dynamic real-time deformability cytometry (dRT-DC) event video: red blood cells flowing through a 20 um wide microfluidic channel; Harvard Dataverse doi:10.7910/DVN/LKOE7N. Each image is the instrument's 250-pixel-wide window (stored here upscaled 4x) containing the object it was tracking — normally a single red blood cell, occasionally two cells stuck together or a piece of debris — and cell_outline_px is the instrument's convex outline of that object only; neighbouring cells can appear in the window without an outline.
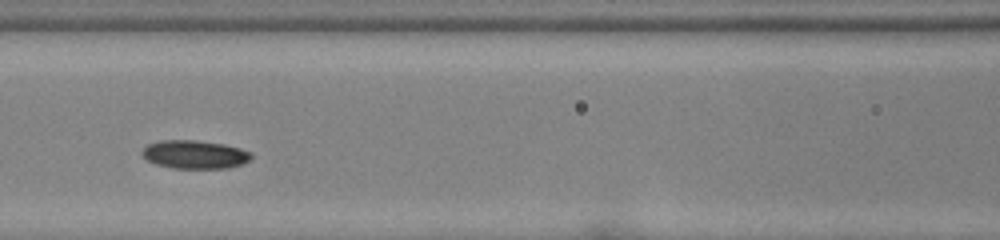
{"species": "common noctule bat (a hibernating species)", "species_latin": "Nyctalus noctula", "temperature_condition": "room temperature", "stored_images_in_passage": 29, "camera_frame_rate_fps": 3000, "um_per_image_px": 0.085, "animal": {"sex": "female", "body_mass_g": 22.0, "forearm_length_mm": 56.7}, "frame": {"image": 1, "passage_image": 9, "time_ms": 2.667, "image_size_px": [1000, 240], "cell_outline_px": [[252, 156], [248, 160], [240, 164], [228, 168], [172, 168], [156, 164], [148, 160], [140, 152], [148, 144], [160, 140], [192, 140], [224, 144], [240, 148], [252, 152]], "centroid_in_image_um": [16.54, 13.12], "position_along_channel_um": 150.1, "area_um2": 17.92}}
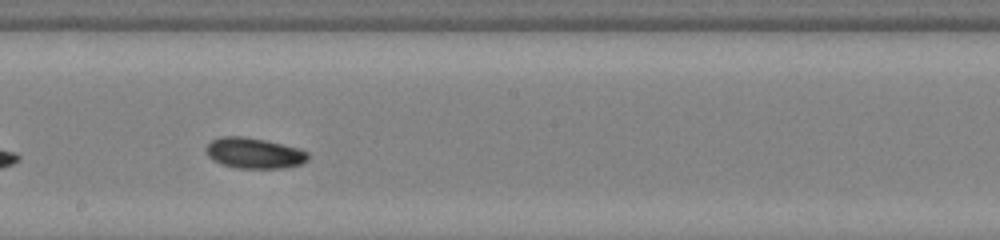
{"frame": {"image": 2, "passage_image": 15, "time_ms": 4.667, "image_size_px": [1000, 240], "cell_outline_px": [[308, 160], [300, 164], [280, 168], [236, 168], [220, 164], [212, 160], [208, 156], [208, 144], [212, 140], [224, 136], [244, 136], [264, 140], [296, 148], [308, 152]], "centroid_in_image_um": [21.58, 13.02], "position_along_channel_um": 226.6, "area_um2": 17.92}}
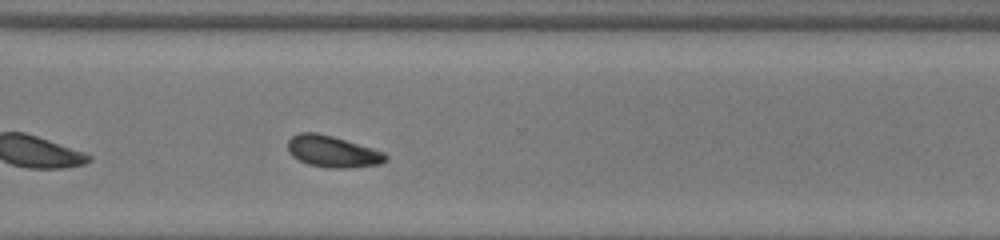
{"frame": {"image": 3, "passage_image": 24, "time_ms": 7.667, "image_size_px": [1000, 240], "cell_outline_px": [[388, 160], [380, 164], [348, 168], [328, 168], [308, 164], [292, 156], [288, 152], [288, 140], [292, 136], [300, 132], [316, 132], [332, 136], [372, 148], [384, 152], [388, 156]], "centroid_in_image_um": [28.27, 12.88], "position_along_channel_um": 342.3, "area_um2": 17.98}, "authors_computed_cell_mechanics": {"area_um2": 17.8602, "velocity_mm_per_s": 3.8391, "shape_relaxation_time_tau1_ms": 2.4388, "shape_relaxation_time_tau2_ms": null, "deformation_change_tau1": 0.1042, "deformation_change_tau2": null}}